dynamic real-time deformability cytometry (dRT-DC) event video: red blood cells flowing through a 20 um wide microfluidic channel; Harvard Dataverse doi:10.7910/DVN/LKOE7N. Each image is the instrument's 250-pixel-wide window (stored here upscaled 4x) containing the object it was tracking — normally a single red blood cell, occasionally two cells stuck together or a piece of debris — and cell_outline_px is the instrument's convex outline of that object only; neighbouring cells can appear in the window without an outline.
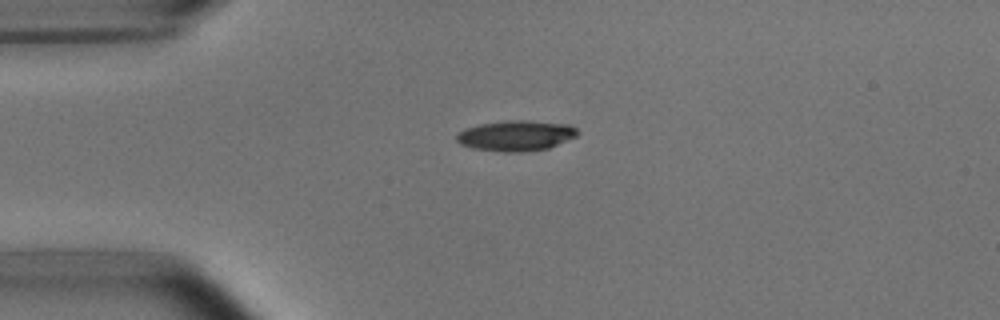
{"species": "common noctule bat (a hibernating species)", "species_latin": "Nyctalus noctula", "temperature_condition": "room temperature", "stored_images_in_passage": 2, "camera_frame_rate_fps": 3000, "um_per_image_px": 0.085, "animal": {"sex": "male", "body_mass_g": 15.6}, "frame": {"image": 1, "passage_image": 1, "time_ms": 0.0, "image_size_px": [1000, 320], "cell_outline_px": [[580, 132], [576, 136], [548, 148], [520, 152], [504, 152], [472, 148], [460, 144], [456, 140], [456, 136], [464, 128], [480, 124], [504, 120], [528, 120], [568, 124], [576, 128]], "centroid_in_image_um": [43.84, 11.52], "position_along_channel_um": 41.2, "area_um2": 21.5}}